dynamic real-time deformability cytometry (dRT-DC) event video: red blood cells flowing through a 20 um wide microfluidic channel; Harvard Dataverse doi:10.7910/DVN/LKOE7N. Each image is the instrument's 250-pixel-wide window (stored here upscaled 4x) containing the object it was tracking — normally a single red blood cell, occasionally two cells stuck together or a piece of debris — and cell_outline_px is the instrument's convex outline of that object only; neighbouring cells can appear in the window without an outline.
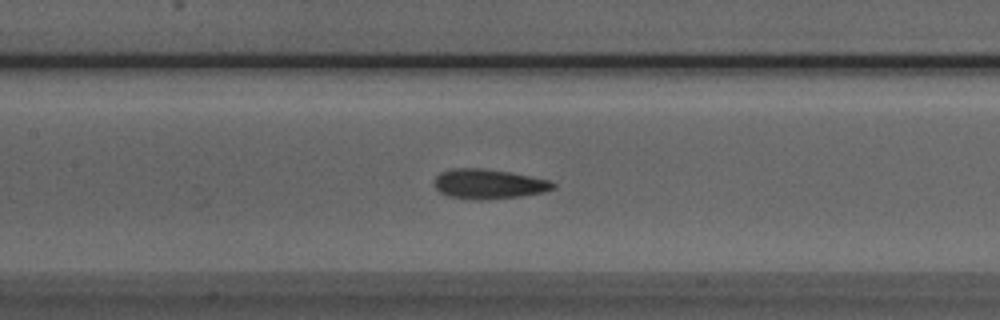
{"species": "Egyptian fruit bat (a non-hibernating species)", "species_latin": "Rousettus aegyptiacus", "temperature_condition": "room temperature", "stored_images_in_passage": 51, "camera_frame_rate_fps": 3000, "um_per_image_px": 0.085, "animal": {"sex": "male"}, "frame": {"image": 1, "passage_image": 23, "time_ms": 7.333, "image_size_px": [1000, 320], "cell_outline_px": [[556, 188], [544, 192], [520, 196], [476, 200], [472, 200], [448, 196], [440, 192], [436, 188], [436, 176], [440, 172], [452, 168], [484, 168], [508, 172], [552, 180], [556, 184]], "centroid_in_image_um": [41.56, 15.63], "position_along_channel_um": 165.8, "area_um2": 20.58}}
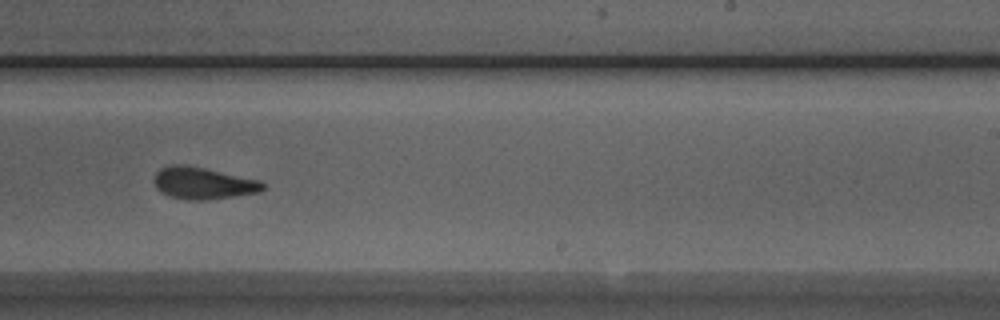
{"frame": {"image": 2, "passage_image": 31, "time_ms": 10.0, "image_size_px": [1000, 320], "cell_outline_px": [[264, 188], [260, 192], [204, 200], [188, 200], [168, 196], [160, 192], [156, 188], [152, 180], [156, 172], [160, 168], [172, 164], [184, 164], [204, 168], [260, 180], [264, 184]], "centroid_in_image_um": [17.2, 15.56], "position_along_channel_um": 271.8, "area_um2": 20.29}}
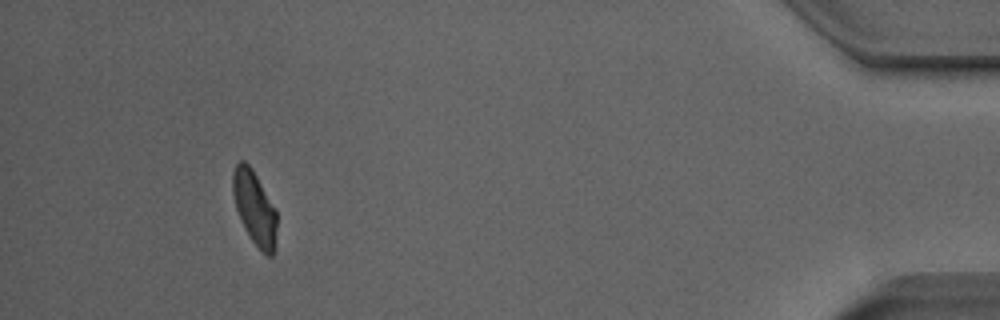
{"frame": {"image": 3, "passage_image": 47, "time_ms": 15.333, "image_size_px": [1000, 320], "cell_outline_px": [[276, 244], [272, 256], [268, 256], [260, 252], [252, 240], [240, 220], [236, 208], [232, 192], [232, 172], [236, 164], [240, 160], [244, 160], [252, 168], [276, 208]], "centroid_in_image_um": [21.64, 17.67], "position_along_channel_um": 413.6, "area_um2": 19.19}, "authors_computed_cell_mechanics": {"area_um2": 20.3456, "velocity_mm_per_s": 3.9892, "shape_relaxation_time_tau1_ms": null, "shape_relaxation_time_tau2_ms": 2.8217, "deformation_change_tau1": null, "deformation_change_tau2": 0.1036}}